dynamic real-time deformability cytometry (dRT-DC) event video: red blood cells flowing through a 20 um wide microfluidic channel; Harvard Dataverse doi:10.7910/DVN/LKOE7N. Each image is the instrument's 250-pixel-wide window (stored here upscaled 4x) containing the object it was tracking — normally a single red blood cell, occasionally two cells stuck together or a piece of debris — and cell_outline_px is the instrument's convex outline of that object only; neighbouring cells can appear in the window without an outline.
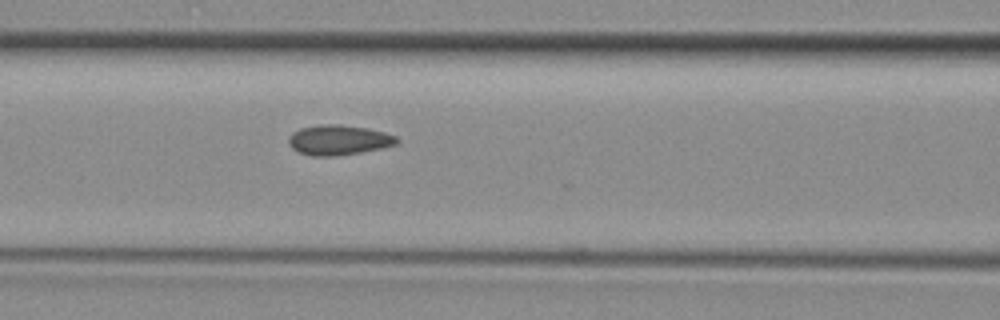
{"species": "common noctule bat (a hibernating species)", "species_latin": "Nyctalus noctula", "temperature_condition": "room temperature", "stored_images_in_passage": 7, "camera_frame_rate_fps": 3000, "um_per_image_px": 0.085, "animal": {"sex": "female", "body_mass_g": 29.2, "forearm_length_mm": 56.3}, "frame": {"image": 1, "passage_image": 7, "time_ms": 2.0, "image_size_px": [1000, 320], "cell_outline_px": [[400, 140], [396, 144], [380, 148], [360, 152], [332, 156], [312, 156], [300, 152], [292, 148], [288, 144], [288, 136], [292, 132], [300, 128], [320, 124], [340, 124], [368, 128], [384, 132], [396, 136]], "centroid_in_image_um": [28.76, 11.88], "position_along_channel_um": 137.8, "area_um2": 18.96}}